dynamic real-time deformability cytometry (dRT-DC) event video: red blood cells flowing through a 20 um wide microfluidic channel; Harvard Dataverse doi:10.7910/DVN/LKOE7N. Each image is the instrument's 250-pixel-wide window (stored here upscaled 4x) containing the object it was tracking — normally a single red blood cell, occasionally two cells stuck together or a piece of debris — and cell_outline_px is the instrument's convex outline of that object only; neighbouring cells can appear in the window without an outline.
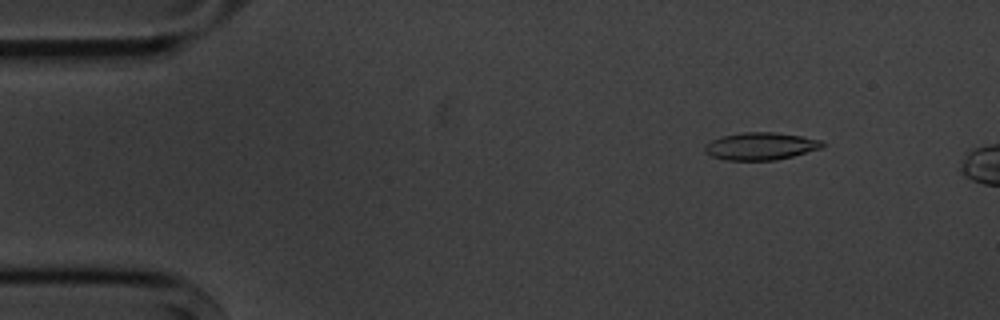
{"species": "common noctule bat (a hibernating species)", "species_latin": "Nyctalus noctula", "temperature_condition": "cold", "stored_images_in_passage": 4, "camera_frame_rate_fps": 3000, "um_per_image_px": 0.085, "animal": {"sex": "male", "body_mass_g": 20.1, "forearm_length_mm": 53.5}, "frame": {"image": 1, "passage_image": 2, "time_ms": 1.333, "image_size_px": [1000, 320], "cell_outline_px": [[824, 144], [820, 148], [792, 156], [776, 160], [728, 160], [712, 156], [704, 152], [704, 144], [712, 140], [724, 136], [744, 132], [772, 132], [800, 136], [824, 140]], "centroid_in_image_um": [64.64, 12.42], "position_along_channel_um": 20.4, "area_um2": 18.61}}